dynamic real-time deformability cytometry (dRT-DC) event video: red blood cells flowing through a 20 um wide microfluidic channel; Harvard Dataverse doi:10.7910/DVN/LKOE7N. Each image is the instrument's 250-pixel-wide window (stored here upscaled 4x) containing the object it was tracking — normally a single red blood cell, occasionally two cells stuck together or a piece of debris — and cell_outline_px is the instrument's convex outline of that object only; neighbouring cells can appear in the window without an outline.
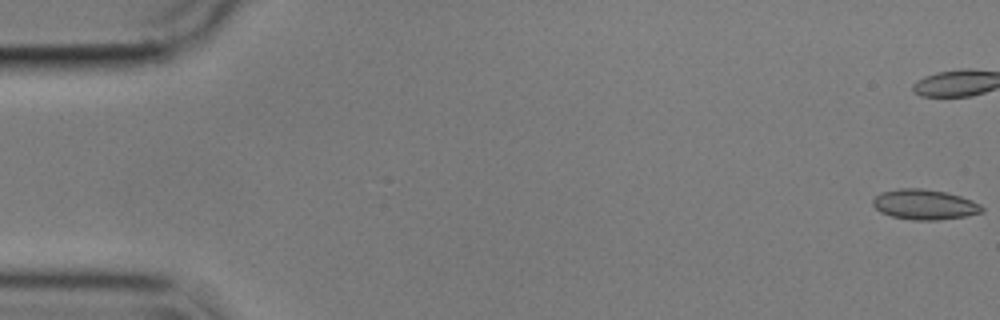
{"species": "common noctule bat (a hibernating species)", "species_latin": "Nyctalus noctula", "temperature_condition": "cold", "stored_images_in_passage": 4, "camera_frame_rate_fps": 3000, "um_per_image_px": 0.085, "animal": {"sex": "male", "body_mass_g": 17.9}, "frame": {"image": 1, "passage_image": 1, "time_ms": 0.0, "image_size_px": [1000, 320], "cell_outline_px": [[984, 212], [964, 216], [940, 220], [912, 220], [892, 216], [880, 212], [872, 204], [872, 200], [880, 192], [900, 188], [924, 188], [944, 192], [960, 196], [972, 200], [980, 204], [984, 208]], "centroid_in_image_um": [78.58, 17.38], "position_along_channel_um": 6.4, "area_um2": 19.25}}